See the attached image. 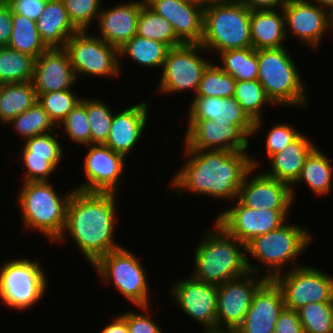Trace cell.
Segmentation results:
<instances>
[{
    "label": "cell",
    "instance_id": "cell-7",
    "mask_svg": "<svg viewBox=\"0 0 333 333\" xmlns=\"http://www.w3.org/2000/svg\"><path fill=\"white\" fill-rule=\"evenodd\" d=\"M250 14L241 0H222L205 7L200 45L207 55L252 47Z\"/></svg>",
    "mask_w": 333,
    "mask_h": 333
},
{
    "label": "cell",
    "instance_id": "cell-27",
    "mask_svg": "<svg viewBox=\"0 0 333 333\" xmlns=\"http://www.w3.org/2000/svg\"><path fill=\"white\" fill-rule=\"evenodd\" d=\"M250 35L255 50L285 47V16L278 10H251Z\"/></svg>",
    "mask_w": 333,
    "mask_h": 333
},
{
    "label": "cell",
    "instance_id": "cell-28",
    "mask_svg": "<svg viewBox=\"0 0 333 333\" xmlns=\"http://www.w3.org/2000/svg\"><path fill=\"white\" fill-rule=\"evenodd\" d=\"M36 25L41 40L48 48H64L67 40L78 32L62 0H47Z\"/></svg>",
    "mask_w": 333,
    "mask_h": 333
},
{
    "label": "cell",
    "instance_id": "cell-49",
    "mask_svg": "<svg viewBox=\"0 0 333 333\" xmlns=\"http://www.w3.org/2000/svg\"><path fill=\"white\" fill-rule=\"evenodd\" d=\"M274 333H304L298 312L284 307L275 324Z\"/></svg>",
    "mask_w": 333,
    "mask_h": 333
},
{
    "label": "cell",
    "instance_id": "cell-36",
    "mask_svg": "<svg viewBox=\"0 0 333 333\" xmlns=\"http://www.w3.org/2000/svg\"><path fill=\"white\" fill-rule=\"evenodd\" d=\"M137 35L168 45L170 48L184 43L176 36L172 25L146 4L141 7L137 21Z\"/></svg>",
    "mask_w": 333,
    "mask_h": 333
},
{
    "label": "cell",
    "instance_id": "cell-25",
    "mask_svg": "<svg viewBox=\"0 0 333 333\" xmlns=\"http://www.w3.org/2000/svg\"><path fill=\"white\" fill-rule=\"evenodd\" d=\"M186 120H211L231 125H254L234 97H192Z\"/></svg>",
    "mask_w": 333,
    "mask_h": 333
},
{
    "label": "cell",
    "instance_id": "cell-57",
    "mask_svg": "<svg viewBox=\"0 0 333 333\" xmlns=\"http://www.w3.org/2000/svg\"><path fill=\"white\" fill-rule=\"evenodd\" d=\"M5 3V0H0V6Z\"/></svg>",
    "mask_w": 333,
    "mask_h": 333
},
{
    "label": "cell",
    "instance_id": "cell-48",
    "mask_svg": "<svg viewBox=\"0 0 333 333\" xmlns=\"http://www.w3.org/2000/svg\"><path fill=\"white\" fill-rule=\"evenodd\" d=\"M47 0H5L12 12L37 21Z\"/></svg>",
    "mask_w": 333,
    "mask_h": 333
},
{
    "label": "cell",
    "instance_id": "cell-43",
    "mask_svg": "<svg viewBox=\"0 0 333 333\" xmlns=\"http://www.w3.org/2000/svg\"><path fill=\"white\" fill-rule=\"evenodd\" d=\"M61 128L59 134H66L68 140L73 144L86 147L91 144V129L86 114V96L60 123L57 129ZM63 130V131H62Z\"/></svg>",
    "mask_w": 333,
    "mask_h": 333
},
{
    "label": "cell",
    "instance_id": "cell-34",
    "mask_svg": "<svg viewBox=\"0 0 333 333\" xmlns=\"http://www.w3.org/2000/svg\"><path fill=\"white\" fill-rule=\"evenodd\" d=\"M217 57L221 62L217 65L236 81L258 80L257 50L252 47L228 50L219 53Z\"/></svg>",
    "mask_w": 333,
    "mask_h": 333
},
{
    "label": "cell",
    "instance_id": "cell-14",
    "mask_svg": "<svg viewBox=\"0 0 333 333\" xmlns=\"http://www.w3.org/2000/svg\"><path fill=\"white\" fill-rule=\"evenodd\" d=\"M233 202L235 204L220 212L215 221L245 245L256 236L281 227L290 217V210L254 209L242 205L237 199Z\"/></svg>",
    "mask_w": 333,
    "mask_h": 333
},
{
    "label": "cell",
    "instance_id": "cell-29",
    "mask_svg": "<svg viewBox=\"0 0 333 333\" xmlns=\"http://www.w3.org/2000/svg\"><path fill=\"white\" fill-rule=\"evenodd\" d=\"M318 146H316L306 157L301 174L297 181L291 186L293 199L296 198L295 188L305 183L308 189L317 197L329 196L333 188V165Z\"/></svg>",
    "mask_w": 333,
    "mask_h": 333
},
{
    "label": "cell",
    "instance_id": "cell-56",
    "mask_svg": "<svg viewBox=\"0 0 333 333\" xmlns=\"http://www.w3.org/2000/svg\"><path fill=\"white\" fill-rule=\"evenodd\" d=\"M331 33L333 31V12L331 13V27H330Z\"/></svg>",
    "mask_w": 333,
    "mask_h": 333
},
{
    "label": "cell",
    "instance_id": "cell-4",
    "mask_svg": "<svg viewBox=\"0 0 333 333\" xmlns=\"http://www.w3.org/2000/svg\"><path fill=\"white\" fill-rule=\"evenodd\" d=\"M194 250L191 276L209 284L221 285L245 275L246 245L231 236L215 220Z\"/></svg>",
    "mask_w": 333,
    "mask_h": 333
},
{
    "label": "cell",
    "instance_id": "cell-38",
    "mask_svg": "<svg viewBox=\"0 0 333 333\" xmlns=\"http://www.w3.org/2000/svg\"><path fill=\"white\" fill-rule=\"evenodd\" d=\"M58 132H49L37 135L24 141L22 149H19V156L47 157V160L56 168L65 158L63 142L59 141ZM64 155V156H63Z\"/></svg>",
    "mask_w": 333,
    "mask_h": 333
},
{
    "label": "cell",
    "instance_id": "cell-17",
    "mask_svg": "<svg viewBox=\"0 0 333 333\" xmlns=\"http://www.w3.org/2000/svg\"><path fill=\"white\" fill-rule=\"evenodd\" d=\"M169 294L181 312L197 322L199 326H217L218 285L195 279L190 274L187 278L172 281Z\"/></svg>",
    "mask_w": 333,
    "mask_h": 333
},
{
    "label": "cell",
    "instance_id": "cell-41",
    "mask_svg": "<svg viewBox=\"0 0 333 333\" xmlns=\"http://www.w3.org/2000/svg\"><path fill=\"white\" fill-rule=\"evenodd\" d=\"M106 101L86 98V114L91 129V144H105L111 129L115 110Z\"/></svg>",
    "mask_w": 333,
    "mask_h": 333
},
{
    "label": "cell",
    "instance_id": "cell-18",
    "mask_svg": "<svg viewBox=\"0 0 333 333\" xmlns=\"http://www.w3.org/2000/svg\"><path fill=\"white\" fill-rule=\"evenodd\" d=\"M267 279L248 271L218 285L217 326L237 329L244 321L254 293Z\"/></svg>",
    "mask_w": 333,
    "mask_h": 333
},
{
    "label": "cell",
    "instance_id": "cell-32",
    "mask_svg": "<svg viewBox=\"0 0 333 333\" xmlns=\"http://www.w3.org/2000/svg\"><path fill=\"white\" fill-rule=\"evenodd\" d=\"M246 114L254 121L252 137L260 132L265 123L263 109L266 105L275 106L268 98L258 80L236 81L234 96ZM264 107V108H263Z\"/></svg>",
    "mask_w": 333,
    "mask_h": 333
},
{
    "label": "cell",
    "instance_id": "cell-23",
    "mask_svg": "<svg viewBox=\"0 0 333 333\" xmlns=\"http://www.w3.org/2000/svg\"><path fill=\"white\" fill-rule=\"evenodd\" d=\"M281 288L274 280L267 279L254 293L251 306L238 333H274L279 314L284 309Z\"/></svg>",
    "mask_w": 333,
    "mask_h": 333
},
{
    "label": "cell",
    "instance_id": "cell-35",
    "mask_svg": "<svg viewBox=\"0 0 333 333\" xmlns=\"http://www.w3.org/2000/svg\"><path fill=\"white\" fill-rule=\"evenodd\" d=\"M35 58L20 51L0 47V84L32 81Z\"/></svg>",
    "mask_w": 333,
    "mask_h": 333
},
{
    "label": "cell",
    "instance_id": "cell-42",
    "mask_svg": "<svg viewBox=\"0 0 333 333\" xmlns=\"http://www.w3.org/2000/svg\"><path fill=\"white\" fill-rule=\"evenodd\" d=\"M297 312L304 333H333V302L308 303Z\"/></svg>",
    "mask_w": 333,
    "mask_h": 333
},
{
    "label": "cell",
    "instance_id": "cell-47",
    "mask_svg": "<svg viewBox=\"0 0 333 333\" xmlns=\"http://www.w3.org/2000/svg\"><path fill=\"white\" fill-rule=\"evenodd\" d=\"M135 308L139 309V312L130 310L120 314L127 322L129 333H164L159 323H156L157 320L153 319V314H150L151 305Z\"/></svg>",
    "mask_w": 333,
    "mask_h": 333
},
{
    "label": "cell",
    "instance_id": "cell-3",
    "mask_svg": "<svg viewBox=\"0 0 333 333\" xmlns=\"http://www.w3.org/2000/svg\"><path fill=\"white\" fill-rule=\"evenodd\" d=\"M310 232L304 226L290 224L288 221L275 230L256 236L246 244L248 270L273 280L282 271L303 266L296 259L306 252L313 238H316ZM252 258L260 262V266H255L251 262Z\"/></svg>",
    "mask_w": 333,
    "mask_h": 333
},
{
    "label": "cell",
    "instance_id": "cell-20",
    "mask_svg": "<svg viewBox=\"0 0 333 333\" xmlns=\"http://www.w3.org/2000/svg\"><path fill=\"white\" fill-rule=\"evenodd\" d=\"M164 17L184 44H200L203 36L204 8L188 0H144Z\"/></svg>",
    "mask_w": 333,
    "mask_h": 333
},
{
    "label": "cell",
    "instance_id": "cell-10",
    "mask_svg": "<svg viewBox=\"0 0 333 333\" xmlns=\"http://www.w3.org/2000/svg\"><path fill=\"white\" fill-rule=\"evenodd\" d=\"M201 53L208 52L200 44H183L170 48L154 91L160 95H176L191 90L193 93L189 92L194 97L204 70L213 61L202 57Z\"/></svg>",
    "mask_w": 333,
    "mask_h": 333
},
{
    "label": "cell",
    "instance_id": "cell-26",
    "mask_svg": "<svg viewBox=\"0 0 333 333\" xmlns=\"http://www.w3.org/2000/svg\"><path fill=\"white\" fill-rule=\"evenodd\" d=\"M315 147L316 144L310 140V137L302 133L282 151L273 154L268 159L269 169L263 172L268 177L292 186L301 174L306 157Z\"/></svg>",
    "mask_w": 333,
    "mask_h": 333
},
{
    "label": "cell",
    "instance_id": "cell-44",
    "mask_svg": "<svg viewBox=\"0 0 333 333\" xmlns=\"http://www.w3.org/2000/svg\"><path fill=\"white\" fill-rule=\"evenodd\" d=\"M68 17L78 31H89L97 22L103 0H62Z\"/></svg>",
    "mask_w": 333,
    "mask_h": 333
},
{
    "label": "cell",
    "instance_id": "cell-40",
    "mask_svg": "<svg viewBox=\"0 0 333 333\" xmlns=\"http://www.w3.org/2000/svg\"><path fill=\"white\" fill-rule=\"evenodd\" d=\"M73 90L37 94V102L43 107L56 127L82 101L83 95L79 96Z\"/></svg>",
    "mask_w": 333,
    "mask_h": 333
},
{
    "label": "cell",
    "instance_id": "cell-54",
    "mask_svg": "<svg viewBox=\"0 0 333 333\" xmlns=\"http://www.w3.org/2000/svg\"><path fill=\"white\" fill-rule=\"evenodd\" d=\"M308 1L317 3L325 8H328L331 12H333V0H308Z\"/></svg>",
    "mask_w": 333,
    "mask_h": 333
},
{
    "label": "cell",
    "instance_id": "cell-52",
    "mask_svg": "<svg viewBox=\"0 0 333 333\" xmlns=\"http://www.w3.org/2000/svg\"><path fill=\"white\" fill-rule=\"evenodd\" d=\"M111 320L112 322L105 325L100 333H129L127 322L120 314Z\"/></svg>",
    "mask_w": 333,
    "mask_h": 333
},
{
    "label": "cell",
    "instance_id": "cell-2",
    "mask_svg": "<svg viewBox=\"0 0 333 333\" xmlns=\"http://www.w3.org/2000/svg\"><path fill=\"white\" fill-rule=\"evenodd\" d=\"M117 194L74 190L67 206L65 228L56 244L70 237L90 265L121 247L115 237L119 221Z\"/></svg>",
    "mask_w": 333,
    "mask_h": 333
},
{
    "label": "cell",
    "instance_id": "cell-19",
    "mask_svg": "<svg viewBox=\"0 0 333 333\" xmlns=\"http://www.w3.org/2000/svg\"><path fill=\"white\" fill-rule=\"evenodd\" d=\"M263 170L264 167L258 172V168L253 167L246 174L239 188L237 200L248 208L291 210L296 202L292 196L291 186L268 177Z\"/></svg>",
    "mask_w": 333,
    "mask_h": 333
},
{
    "label": "cell",
    "instance_id": "cell-33",
    "mask_svg": "<svg viewBox=\"0 0 333 333\" xmlns=\"http://www.w3.org/2000/svg\"><path fill=\"white\" fill-rule=\"evenodd\" d=\"M12 27L9 48L35 59L48 49L37 31L36 21L12 12Z\"/></svg>",
    "mask_w": 333,
    "mask_h": 333
},
{
    "label": "cell",
    "instance_id": "cell-53",
    "mask_svg": "<svg viewBox=\"0 0 333 333\" xmlns=\"http://www.w3.org/2000/svg\"><path fill=\"white\" fill-rule=\"evenodd\" d=\"M202 333H238L236 329L229 327H204Z\"/></svg>",
    "mask_w": 333,
    "mask_h": 333
},
{
    "label": "cell",
    "instance_id": "cell-45",
    "mask_svg": "<svg viewBox=\"0 0 333 333\" xmlns=\"http://www.w3.org/2000/svg\"><path fill=\"white\" fill-rule=\"evenodd\" d=\"M298 127L290 123L282 122L269 127L265 135V151L268 160L273 154L282 151L290 143L294 142L302 133Z\"/></svg>",
    "mask_w": 333,
    "mask_h": 333
},
{
    "label": "cell",
    "instance_id": "cell-15",
    "mask_svg": "<svg viewBox=\"0 0 333 333\" xmlns=\"http://www.w3.org/2000/svg\"><path fill=\"white\" fill-rule=\"evenodd\" d=\"M83 158L86 181L74 187L85 192H114L119 194L125 176L126 158L104 144L87 145Z\"/></svg>",
    "mask_w": 333,
    "mask_h": 333
},
{
    "label": "cell",
    "instance_id": "cell-8",
    "mask_svg": "<svg viewBox=\"0 0 333 333\" xmlns=\"http://www.w3.org/2000/svg\"><path fill=\"white\" fill-rule=\"evenodd\" d=\"M125 248L121 246L110 251L91 267L102 284L115 287L132 306H152L148 272L137 254Z\"/></svg>",
    "mask_w": 333,
    "mask_h": 333
},
{
    "label": "cell",
    "instance_id": "cell-12",
    "mask_svg": "<svg viewBox=\"0 0 333 333\" xmlns=\"http://www.w3.org/2000/svg\"><path fill=\"white\" fill-rule=\"evenodd\" d=\"M303 264L273 280L281 288L286 308L297 311L308 303L333 302V275Z\"/></svg>",
    "mask_w": 333,
    "mask_h": 333
},
{
    "label": "cell",
    "instance_id": "cell-13",
    "mask_svg": "<svg viewBox=\"0 0 333 333\" xmlns=\"http://www.w3.org/2000/svg\"><path fill=\"white\" fill-rule=\"evenodd\" d=\"M183 144L190 150L247 151L254 125L187 120Z\"/></svg>",
    "mask_w": 333,
    "mask_h": 333
},
{
    "label": "cell",
    "instance_id": "cell-39",
    "mask_svg": "<svg viewBox=\"0 0 333 333\" xmlns=\"http://www.w3.org/2000/svg\"><path fill=\"white\" fill-rule=\"evenodd\" d=\"M236 80L214 60L204 70L194 97H233Z\"/></svg>",
    "mask_w": 333,
    "mask_h": 333
},
{
    "label": "cell",
    "instance_id": "cell-11",
    "mask_svg": "<svg viewBox=\"0 0 333 333\" xmlns=\"http://www.w3.org/2000/svg\"><path fill=\"white\" fill-rule=\"evenodd\" d=\"M64 49L68 52L77 79L81 75L105 79L121 75L119 50L95 33L78 31L67 40Z\"/></svg>",
    "mask_w": 333,
    "mask_h": 333
},
{
    "label": "cell",
    "instance_id": "cell-50",
    "mask_svg": "<svg viewBox=\"0 0 333 333\" xmlns=\"http://www.w3.org/2000/svg\"><path fill=\"white\" fill-rule=\"evenodd\" d=\"M12 28V10L5 2L0 6V47L8 45Z\"/></svg>",
    "mask_w": 333,
    "mask_h": 333
},
{
    "label": "cell",
    "instance_id": "cell-24",
    "mask_svg": "<svg viewBox=\"0 0 333 333\" xmlns=\"http://www.w3.org/2000/svg\"><path fill=\"white\" fill-rule=\"evenodd\" d=\"M147 101L114 112L108 139L104 145L126 159L146 132L149 116Z\"/></svg>",
    "mask_w": 333,
    "mask_h": 333
},
{
    "label": "cell",
    "instance_id": "cell-21",
    "mask_svg": "<svg viewBox=\"0 0 333 333\" xmlns=\"http://www.w3.org/2000/svg\"><path fill=\"white\" fill-rule=\"evenodd\" d=\"M79 80L64 48H48L35 59L32 83L36 94L72 89Z\"/></svg>",
    "mask_w": 333,
    "mask_h": 333
},
{
    "label": "cell",
    "instance_id": "cell-5",
    "mask_svg": "<svg viewBox=\"0 0 333 333\" xmlns=\"http://www.w3.org/2000/svg\"><path fill=\"white\" fill-rule=\"evenodd\" d=\"M53 184L50 181L22 182L16 202L23 226L55 243L64 231L68 202L75 189L61 195Z\"/></svg>",
    "mask_w": 333,
    "mask_h": 333
},
{
    "label": "cell",
    "instance_id": "cell-1",
    "mask_svg": "<svg viewBox=\"0 0 333 333\" xmlns=\"http://www.w3.org/2000/svg\"><path fill=\"white\" fill-rule=\"evenodd\" d=\"M182 146L187 160L169 180L178 197L191 192L232 204L246 174L262 164L256 156L261 152L254 156L251 151L190 150Z\"/></svg>",
    "mask_w": 333,
    "mask_h": 333
},
{
    "label": "cell",
    "instance_id": "cell-16",
    "mask_svg": "<svg viewBox=\"0 0 333 333\" xmlns=\"http://www.w3.org/2000/svg\"><path fill=\"white\" fill-rule=\"evenodd\" d=\"M282 10L287 38L293 36L303 46L317 51L321 40L330 32L332 12L308 0H287Z\"/></svg>",
    "mask_w": 333,
    "mask_h": 333
},
{
    "label": "cell",
    "instance_id": "cell-30",
    "mask_svg": "<svg viewBox=\"0 0 333 333\" xmlns=\"http://www.w3.org/2000/svg\"><path fill=\"white\" fill-rule=\"evenodd\" d=\"M170 47L164 43L147 39L139 35H135L125 45L119 49V67L122 71V59L130 58L132 62L145 68L162 69L164 60ZM124 56V57H123Z\"/></svg>",
    "mask_w": 333,
    "mask_h": 333
},
{
    "label": "cell",
    "instance_id": "cell-31",
    "mask_svg": "<svg viewBox=\"0 0 333 333\" xmlns=\"http://www.w3.org/2000/svg\"><path fill=\"white\" fill-rule=\"evenodd\" d=\"M36 102L32 81L0 84V125L8 124Z\"/></svg>",
    "mask_w": 333,
    "mask_h": 333
},
{
    "label": "cell",
    "instance_id": "cell-51",
    "mask_svg": "<svg viewBox=\"0 0 333 333\" xmlns=\"http://www.w3.org/2000/svg\"><path fill=\"white\" fill-rule=\"evenodd\" d=\"M250 10H278L287 0H241Z\"/></svg>",
    "mask_w": 333,
    "mask_h": 333
},
{
    "label": "cell",
    "instance_id": "cell-55",
    "mask_svg": "<svg viewBox=\"0 0 333 333\" xmlns=\"http://www.w3.org/2000/svg\"><path fill=\"white\" fill-rule=\"evenodd\" d=\"M189 2L198 4L202 6L203 8L210 6L212 4H215L216 2H220L222 0H188Z\"/></svg>",
    "mask_w": 333,
    "mask_h": 333
},
{
    "label": "cell",
    "instance_id": "cell-22",
    "mask_svg": "<svg viewBox=\"0 0 333 333\" xmlns=\"http://www.w3.org/2000/svg\"><path fill=\"white\" fill-rule=\"evenodd\" d=\"M144 0H128L113 6L101 7L96 36L118 50L137 33V21Z\"/></svg>",
    "mask_w": 333,
    "mask_h": 333
},
{
    "label": "cell",
    "instance_id": "cell-37",
    "mask_svg": "<svg viewBox=\"0 0 333 333\" xmlns=\"http://www.w3.org/2000/svg\"><path fill=\"white\" fill-rule=\"evenodd\" d=\"M5 126H12V130L15 131L23 141L37 135L57 131V127L38 102L34 103L19 116L13 118Z\"/></svg>",
    "mask_w": 333,
    "mask_h": 333
},
{
    "label": "cell",
    "instance_id": "cell-46",
    "mask_svg": "<svg viewBox=\"0 0 333 333\" xmlns=\"http://www.w3.org/2000/svg\"><path fill=\"white\" fill-rule=\"evenodd\" d=\"M17 159L25 169L21 182L50 181V176L57 170L47 157L20 156Z\"/></svg>",
    "mask_w": 333,
    "mask_h": 333
},
{
    "label": "cell",
    "instance_id": "cell-9",
    "mask_svg": "<svg viewBox=\"0 0 333 333\" xmlns=\"http://www.w3.org/2000/svg\"><path fill=\"white\" fill-rule=\"evenodd\" d=\"M40 262L21 257L1 263L0 301L5 306L25 311L44 298L49 277Z\"/></svg>",
    "mask_w": 333,
    "mask_h": 333
},
{
    "label": "cell",
    "instance_id": "cell-6",
    "mask_svg": "<svg viewBox=\"0 0 333 333\" xmlns=\"http://www.w3.org/2000/svg\"><path fill=\"white\" fill-rule=\"evenodd\" d=\"M258 81L276 106L308 108L306 84L287 46L257 50Z\"/></svg>",
    "mask_w": 333,
    "mask_h": 333
}]
</instances>
